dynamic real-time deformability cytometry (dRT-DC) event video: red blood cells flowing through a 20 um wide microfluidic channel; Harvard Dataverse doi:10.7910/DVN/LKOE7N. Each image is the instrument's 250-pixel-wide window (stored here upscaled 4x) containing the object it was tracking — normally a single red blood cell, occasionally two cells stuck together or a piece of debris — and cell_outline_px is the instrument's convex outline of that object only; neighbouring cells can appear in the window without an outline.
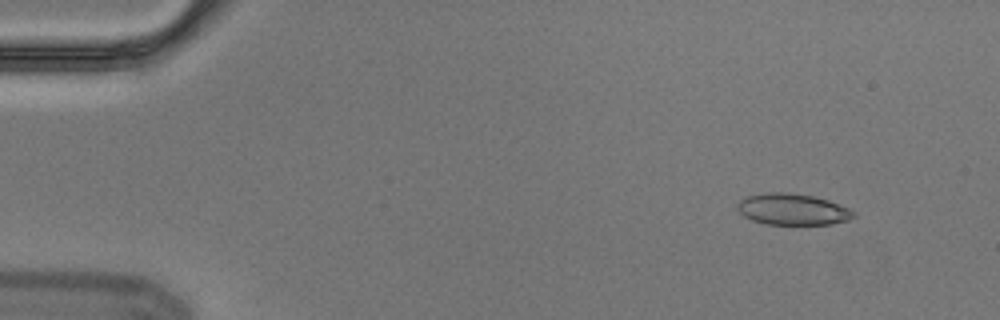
{"species": "Egyptian fruit bat (a non-hibernating species)", "species_latin": "Rousettus aegyptiacus", "temperature_condition": "cold", "stored_images_in_passage": 4, "camera_frame_rate_fps": 3000, "um_per_image_px": 0.085, "animal": {"sex": "male"}, "frame": {"image": 1, "passage_image": 1, "time_ms": 0.0, "image_size_px": [1000, 320], "cell_outline_px": [[856, 216], [848, 220], [832, 224], [764, 224], [752, 220], [744, 216], [736, 208], [736, 204], [740, 200], [748, 196], [768, 192], [788, 192], [812, 196], [828, 200], [848, 208], [856, 212]], "centroid_in_image_um": [67.36, 17.79], "position_along_channel_um": 17.6, "area_um2": 21.21}}